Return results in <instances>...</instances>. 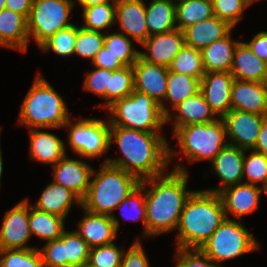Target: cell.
I'll list each match as a JSON object with an SVG mask.
<instances>
[{
    "label": "cell",
    "mask_w": 267,
    "mask_h": 267,
    "mask_svg": "<svg viewBox=\"0 0 267 267\" xmlns=\"http://www.w3.org/2000/svg\"><path fill=\"white\" fill-rule=\"evenodd\" d=\"M93 65L97 68L117 70L122 68L124 65L119 62L105 46L96 54L92 61Z\"/></svg>",
    "instance_id": "cell-49"
},
{
    "label": "cell",
    "mask_w": 267,
    "mask_h": 267,
    "mask_svg": "<svg viewBox=\"0 0 267 267\" xmlns=\"http://www.w3.org/2000/svg\"><path fill=\"white\" fill-rule=\"evenodd\" d=\"M172 110L179 112L175 117L173 131L186 125L209 123L217 119L213 117L216 114L205 100L201 91L185 98Z\"/></svg>",
    "instance_id": "cell-26"
},
{
    "label": "cell",
    "mask_w": 267,
    "mask_h": 267,
    "mask_svg": "<svg viewBox=\"0 0 267 267\" xmlns=\"http://www.w3.org/2000/svg\"><path fill=\"white\" fill-rule=\"evenodd\" d=\"M134 90V72L133 66H123L120 69L112 71L109 88H106V99L104 104L106 108L115 100L129 96Z\"/></svg>",
    "instance_id": "cell-34"
},
{
    "label": "cell",
    "mask_w": 267,
    "mask_h": 267,
    "mask_svg": "<svg viewBox=\"0 0 267 267\" xmlns=\"http://www.w3.org/2000/svg\"><path fill=\"white\" fill-rule=\"evenodd\" d=\"M168 71V67L148 63L141 57L133 65L134 90L147 94L157 102L166 116V122L171 120L172 115L161 99H165L167 93Z\"/></svg>",
    "instance_id": "cell-11"
},
{
    "label": "cell",
    "mask_w": 267,
    "mask_h": 267,
    "mask_svg": "<svg viewBox=\"0 0 267 267\" xmlns=\"http://www.w3.org/2000/svg\"><path fill=\"white\" fill-rule=\"evenodd\" d=\"M6 2L5 0H0V12L5 9Z\"/></svg>",
    "instance_id": "cell-56"
},
{
    "label": "cell",
    "mask_w": 267,
    "mask_h": 267,
    "mask_svg": "<svg viewBox=\"0 0 267 267\" xmlns=\"http://www.w3.org/2000/svg\"><path fill=\"white\" fill-rule=\"evenodd\" d=\"M257 249L259 245L253 234L240 223V220L237 222L230 218H226L200 248L216 264Z\"/></svg>",
    "instance_id": "cell-8"
},
{
    "label": "cell",
    "mask_w": 267,
    "mask_h": 267,
    "mask_svg": "<svg viewBox=\"0 0 267 267\" xmlns=\"http://www.w3.org/2000/svg\"><path fill=\"white\" fill-rule=\"evenodd\" d=\"M63 127H70L69 145L74 153L85 158L99 157L110 149V123L101 119H81L71 124L70 119Z\"/></svg>",
    "instance_id": "cell-10"
},
{
    "label": "cell",
    "mask_w": 267,
    "mask_h": 267,
    "mask_svg": "<svg viewBox=\"0 0 267 267\" xmlns=\"http://www.w3.org/2000/svg\"><path fill=\"white\" fill-rule=\"evenodd\" d=\"M176 267H220L200 249L176 248Z\"/></svg>",
    "instance_id": "cell-46"
},
{
    "label": "cell",
    "mask_w": 267,
    "mask_h": 267,
    "mask_svg": "<svg viewBox=\"0 0 267 267\" xmlns=\"http://www.w3.org/2000/svg\"><path fill=\"white\" fill-rule=\"evenodd\" d=\"M175 3L173 0H152L148 7L145 4L149 36L177 29Z\"/></svg>",
    "instance_id": "cell-29"
},
{
    "label": "cell",
    "mask_w": 267,
    "mask_h": 267,
    "mask_svg": "<svg viewBox=\"0 0 267 267\" xmlns=\"http://www.w3.org/2000/svg\"><path fill=\"white\" fill-rule=\"evenodd\" d=\"M247 150L240 149L237 146L227 144L211 161L212 169L222 180L223 186L211 190L213 193H219L222 189L240 184L243 177L244 152Z\"/></svg>",
    "instance_id": "cell-21"
},
{
    "label": "cell",
    "mask_w": 267,
    "mask_h": 267,
    "mask_svg": "<svg viewBox=\"0 0 267 267\" xmlns=\"http://www.w3.org/2000/svg\"><path fill=\"white\" fill-rule=\"evenodd\" d=\"M149 262L141 242L138 240L124 251L120 267H149Z\"/></svg>",
    "instance_id": "cell-48"
},
{
    "label": "cell",
    "mask_w": 267,
    "mask_h": 267,
    "mask_svg": "<svg viewBox=\"0 0 267 267\" xmlns=\"http://www.w3.org/2000/svg\"><path fill=\"white\" fill-rule=\"evenodd\" d=\"M73 0H33L28 17V35L39 47L59 30L73 25L68 22Z\"/></svg>",
    "instance_id": "cell-9"
},
{
    "label": "cell",
    "mask_w": 267,
    "mask_h": 267,
    "mask_svg": "<svg viewBox=\"0 0 267 267\" xmlns=\"http://www.w3.org/2000/svg\"><path fill=\"white\" fill-rule=\"evenodd\" d=\"M109 110L110 126L158 133L166 123L160 105L147 94L133 90L129 96L115 100Z\"/></svg>",
    "instance_id": "cell-6"
},
{
    "label": "cell",
    "mask_w": 267,
    "mask_h": 267,
    "mask_svg": "<svg viewBox=\"0 0 267 267\" xmlns=\"http://www.w3.org/2000/svg\"><path fill=\"white\" fill-rule=\"evenodd\" d=\"M64 232L60 238L46 242L38 249L44 267H64Z\"/></svg>",
    "instance_id": "cell-45"
},
{
    "label": "cell",
    "mask_w": 267,
    "mask_h": 267,
    "mask_svg": "<svg viewBox=\"0 0 267 267\" xmlns=\"http://www.w3.org/2000/svg\"><path fill=\"white\" fill-rule=\"evenodd\" d=\"M54 167V182L75 193L81 201L87 195L93 169L86 162L65 155Z\"/></svg>",
    "instance_id": "cell-15"
},
{
    "label": "cell",
    "mask_w": 267,
    "mask_h": 267,
    "mask_svg": "<svg viewBox=\"0 0 267 267\" xmlns=\"http://www.w3.org/2000/svg\"><path fill=\"white\" fill-rule=\"evenodd\" d=\"M232 28L228 22L214 15L183 30L185 45L201 50L227 36Z\"/></svg>",
    "instance_id": "cell-23"
},
{
    "label": "cell",
    "mask_w": 267,
    "mask_h": 267,
    "mask_svg": "<svg viewBox=\"0 0 267 267\" xmlns=\"http://www.w3.org/2000/svg\"><path fill=\"white\" fill-rule=\"evenodd\" d=\"M91 176L94 178L90 181L81 208L109 216L141 183L134 175L105 162L98 173L93 169Z\"/></svg>",
    "instance_id": "cell-4"
},
{
    "label": "cell",
    "mask_w": 267,
    "mask_h": 267,
    "mask_svg": "<svg viewBox=\"0 0 267 267\" xmlns=\"http://www.w3.org/2000/svg\"><path fill=\"white\" fill-rule=\"evenodd\" d=\"M0 267H44L40 252L32 249L0 250Z\"/></svg>",
    "instance_id": "cell-38"
},
{
    "label": "cell",
    "mask_w": 267,
    "mask_h": 267,
    "mask_svg": "<svg viewBox=\"0 0 267 267\" xmlns=\"http://www.w3.org/2000/svg\"><path fill=\"white\" fill-rule=\"evenodd\" d=\"M239 42L231 40L229 33L224 38L202 48L200 51L205 72H230L234 52Z\"/></svg>",
    "instance_id": "cell-27"
},
{
    "label": "cell",
    "mask_w": 267,
    "mask_h": 267,
    "mask_svg": "<svg viewBox=\"0 0 267 267\" xmlns=\"http://www.w3.org/2000/svg\"><path fill=\"white\" fill-rule=\"evenodd\" d=\"M178 146L190 162L212 161L228 144L224 142L226 127L222 117L209 123L191 124L173 131Z\"/></svg>",
    "instance_id": "cell-7"
},
{
    "label": "cell",
    "mask_w": 267,
    "mask_h": 267,
    "mask_svg": "<svg viewBox=\"0 0 267 267\" xmlns=\"http://www.w3.org/2000/svg\"><path fill=\"white\" fill-rule=\"evenodd\" d=\"M230 73L240 81L267 82V63L240 41L234 52Z\"/></svg>",
    "instance_id": "cell-22"
},
{
    "label": "cell",
    "mask_w": 267,
    "mask_h": 267,
    "mask_svg": "<svg viewBox=\"0 0 267 267\" xmlns=\"http://www.w3.org/2000/svg\"><path fill=\"white\" fill-rule=\"evenodd\" d=\"M175 7L176 26L181 31L214 16L212 0H178Z\"/></svg>",
    "instance_id": "cell-31"
},
{
    "label": "cell",
    "mask_w": 267,
    "mask_h": 267,
    "mask_svg": "<svg viewBox=\"0 0 267 267\" xmlns=\"http://www.w3.org/2000/svg\"><path fill=\"white\" fill-rule=\"evenodd\" d=\"M66 106L62 96L42 75H37L21 104L18 123L30 129L63 127L70 119Z\"/></svg>",
    "instance_id": "cell-5"
},
{
    "label": "cell",
    "mask_w": 267,
    "mask_h": 267,
    "mask_svg": "<svg viewBox=\"0 0 267 267\" xmlns=\"http://www.w3.org/2000/svg\"><path fill=\"white\" fill-rule=\"evenodd\" d=\"M234 78L230 72H208L200 80V91L214 111L223 117L231 110V89Z\"/></svg>",
    "instance_id": "cell-16"
},
{
    "label": "cell",
    "mask_w": 267,
    "mask_h": 267,
    "mask_svg": "<svg viewBox=\"0 0 267 267\" xmlns=\"http://www.w3.org/2000/svg\"><path fill=\"white\" fill-rule=\"evenodd\" d=\"M213 14L232 27L242 19L243 10L249 6L247 0H212Z\"/></svg>",
    "instance_id": "cell-44"
},
{
    "label": "cell",
    "mask_w": 267,
    "mask_h": 267,
    "mask_svg": "<svg viewBox=\"0 0 267 267\" xmlns=\"http://www.w3.org/2000/svg\"><path fill=\"white\" fill-rule=\"evenodd\" d=\"M116 17L125 35L131 36L140 45L150 37L143 0H116Z\"/></svg>",
    "instance_id": "cell-19"
},
{
    "label": "cell",
    "mask_w": 267,
    "mask_h": 267,
    "mask_svg": "<svg viewBox=\"0 0 267 267\" xmlns=\"http://www.w3.org/2000/svg\"><path fill=\"white\" fill-rule=\"evenodd\" d=\"M266 117L267 115L231 109L222 117L226 127V135L231 139L228 144L243 150H253Z\"/></svg>",
    "instance_id": "cell-12"
},
{
    "label": "cell",
    "mask_w": 267,
    "mask_h": 267,
    "mask_svg": "<svg viewBox=\"0 0 267 267\" xmlns=\"http://www.w3.org/2000/svg\"><path fill=\"white\" fill-rule=\"evenodd\" d=\"M104 46L124 66H133L140 57V51L132 47V40L123 32L105 34Z\"/></svg>",
    "instance_id": "cell-35"
},
{
    "label": "cell",
    "mask_w": 267,
    "mask_h": 267,
    "mask_svg": "<svg viewBox=\"0 0 267 267\" xmlns=\"http://www.w3.org/2000/svg\"><path fill=\"white\" fill-rule=\"evenodd\" d=\"M144 180L140 185L131 192L126 199H124L120 205L116 208H120L121 214L128 220L142 219L144 225V234L146 236V205H145V193ZM133 214V215H132Z\"/></svg>",
    "instance_id": "cell-41"
},
{
    "label": "cell",
    "mask_w": 267,
    "mask_h": 267,
    "mask_svg": "<svg viewBox=\"0 0 267 267\" xmlns=\"http://www.w3.org/2000/svg\"><path fill=\"white\" fill-rule=\"evenodd\" d=\"M249 156L244 152L243 177H247V184L263 183L267 175V155L252 150Z\"/></svg>",
    "instance_id": "cell-43"
},
{
    "label": "cell",
    "mask_w": 267,
    "mask_h": 267,
    "mask_svg": "<svg viewBox=\"0 0 267 267\" xmlns=\"http://www.w3.org/2000/svg\"><path fill=\"white\" fill-rule=\"evenodd\" d=\"M65 218L37 210L29 205V228L31 234L45 241H52L62 236L65 231Z\"/></svg>",
    "instance_id": "cell-30"
},
{
    "label": "cell",
    "mask_w": 267,
    "mask_h": 267,
    "mask_svg": "<svg viewBox=\"0 0 267 267\" xmlns=\"http://www.w3.org/2000/svg\"><path fill=\"white\" fill-rule=\"evenodd\" d=\"M225 219L218 193L193 191L184 204L177 227V248L200 249Z\"/></svg>",
    "instance_id": "cell-3"
},
{
    "label": "cell",
    "mask_w": 267,
    "mask_h": 267,
    "mask_svg": "<svg viewBox=\"0 0 267 267\" xmlns=\"http://www.w3.org/2000/svg\"><path fill=\"white\" fill-rule=\"evenodd\" d=\"M218 194L221 197L226 218L229 219L227 212L235 218L254 212L258 207L262 192L260 186L242 182L226 187Z\"/></svg>",
    "instance_id": "cell-20"
},
{
    "label": "cell",
    "mask_w": 267,
    "mask_h": 267,
    "mask_svg": "<svg viewBox=\"0 0 267 267\" xmlns=\"http://www.w3.org/2000/svg\"><path fill=\"white\" fill-rule=\"evenodd\" d=\"M247 46L256 54L260 59L267 63V32L261 31L257 33Z\"/></svg>",
    "instance_id": "cell-50"
},
{
    "label": "cell",
    "mask_w": 267,
    "mask_h": 267,
    "mask_svg": "<svg viewBox=\"0 0 267 267\" xmlns=\"http://www.w3.org/2000/svg\"><path fill=\"white\" fill-rule=\"evenodd\" d=\"M105 33L101 31L87 30L77 26L74 54L83 58H91L93 61L96 54L104 46Z\"/></svg>",
    "instance_id": "cell-39"
},
{
    "label": "cell",
    "mask_w": 267,
    "mask_h": 267,
    "mask_svg": "<svg viewBox=\"0 0 267 267\" xmlns=\"http://www.w3.org/2000/svg\"><path fill=\"white\" fill-rule=\"evenodd\" d=\"M74 202L82 206L81 199L75 193L53 181L45 187L37 203L32 206L37 210L66 218Z\"/></svg>",
    "instance_id": "cell-25"
},
{
    "label": "cell",
    "mask_w": 267,
    "mask_h": 267,
    "mask_svg": "<svg viewBox=\"0 0 267 267\" xmlns=\"http://www.w3.org/2000/svg\"><path fill=\"white\" fill-rule=\"evenodd\" d=\"M112 141H116L124 155L119 159L107 158L105 163L123 169L140 181L163 173L173 156H176L160 132L110 126V146Z\"/></svg>",
    "instance_id": "cell-1"
},
{
    "label": "cell",
    "mask_w": 267,
    "mask_h": 267,
    "mask_svg": "<svg viewBox=\"0 0 267 267\" xmlns=\"http://www.w3.org/2000/svg\"><path fill=\"white\" fill-rule=\"evenodd\" d=\"M76 37L77 26L73 24L52 35L40 46V49L42 51L53 50L60 56H70L74 54Z\"/></svg>",
    "instance_id": "cell-40"
},
{
    "label": "cell",
    "mask_w": 267,
    "mask_h": 267,
    "mask_svg": "<svg viewBox=\"0 0 267 267\" xmlns=\"http://www.w3.org/2000/svg\"><path fill=\"white\" fill-rule=\"evenodd\" d=\"M187 171L182 165L169 173L144 180L146 235L154 236L178 227L184 204L193 191H187ZM148 184L152 185L150 189ZM147 188V189H146Z\"/></svg>",
    "instance_id": "cell-2"
},
{
    "label": "cell",
    "mask_w": 267,
    "mask_h": 267,
    "mask_svg": "<svg viewBox=\"0 0 267 267\" xmlns=\"http://www.w3.org/2000/svg\"><path fill=\"white\" fill-rule=\"evenodd\" d=\"M0 131H1V129H0ZM2 172H3V162H2V151L0 148V181H1Z\"/></svg>",
    "instance_id": "cell-55"
},
{
    "label": "cell",
    "mask_w": 267,
    "mask_h": 267,
    "mask_svg": "<svg viewBox=\"0 0 267 267\" xmlns=\"http://www.w3.org/2000/svg\"><path fill=\"white\" fill-rule=\"evenodd\" d=\"M200 91V80L185 74L168 71L166 100L172 102L171 109L185 98Z\"/></svg>",
    "instance_id": "cell-32"
},
{
    "label": "cell",
    "mask_w": 267,
    "mask_h": 267,
    "mask_svg": "<svg viewBox=\"0 0 267 267\" xmlns=\"http://www.w3.org/2000/svg\"><path fill=\"white\" fill-rule=\"evenodd\" d=\"M248 4L251 5L255 0H247Z\"/></svg>",
    "instance_id": "cell-57"
},
{
    "label": "cell",
    "mask_w": 267,
    "mask_h": 267,
    "mask_svg": "<svg viewBox=\"0 0 267 267\" xmlns=\"http://www.w3.org/2000/svg\"><path fill=\"white\" fill-rule=\"evenodd\" d=\"M5 8L29 17L33 0H5Z\"/></svg>",
    "instance_id": "cell-51"
},
{
    "label": "cell",
    "mask_w": 267,
    "mask_h": 267,
    "mask_svg": "<svg viewBox=\"0 0 267 267\" xmlns=\"http://www.w3.org/2000/svg\"><path fill=\"white\" fill-rule=\"evenodd\" d=\"M184 45V33L180 29L154 34L142 44L148 53L140 52V57L148 63L169 67Z\"/></svg>",
    "instance_id": "cell-17"
},
{
    "label": "cell",
    "mask_w": 267,
    "mask_h": 267,
    "mask_svg": "<svg viewBox=\"0 0 267 267\" xmlns=\"http://www.w3.org/2000/svg\"><path fill=\"white\" fill-rule=\"evenodd\" d=\"M254 151L267 155V117L264 119Z\"/></svg>",
    "instance_id": "cell-52"
},
{
    "label": "cell",
    "mask_w": 267,
    "mask_h": 267,
    "mask_svg": "<svg viewBox=\"0 0 267 267\" xmlns=\"http://www.w3.org/2000/svg\"><path fill=\"white\" fill-rule=\"evenodd\" d=\"M3 219L0 227V250L35 248L26 246L32 235L29 228L28 199L22 200L7 211Z\"/></svg>",
    "instance_id": "cell-13"
},
{
    "label": "cell",
    "mask_w": 267,
    "mask_h": 267,
    "mask_svg": "<svg viewBox=\"0 0 267 267\" xmlns=\"http://www.w3.org/2000/svg\"><path fill=\"white\" fill-rule=\"evenodd\" d=\"M231 109L267 115V82L234 79L231 89Z\"/></svg>",
    "instance_id": "cell-18"
},
{
    "label": "cell",
    "mask_w": 267,
    "mask_h": 267,
    "mask_svg": "<svg viewBox=\"0 0 267 267\" xmlns=\"http://www.w3.org/2000/svg\"><path fill=\"white\" fill-rule=\"evenodd\" d=\"M64 246V267L87 265L90 247L75 231H64Z\"/></svg>",
    "instance_id": "cell-37"
},
{
    "label": "cell",
    "mask_w": 267,
    "mask_h": 267,
    "mask_svg": "<svg viewBox=\"0 0 267 267\" xmlns=\"http://www.w3.org/2000/svg\"><path fill=\"white\" fill-rule=\"evenodd\" d=\"M78 3L83 7L87 8L93 5H98V4H103V3H110L111 1H116V0H77Z\"/></svg>",
    "instance_id": "cell-53"
},
{
    "label": "cell",
    "mask_w": 267,
    "mask_h": 267,
    "mask_svg": "<svg viewBox=\"0 0 267 267\" xmlns=\"http://www.w3.org/2000/svg\"><path fill=\"white\" fill-rule=\"evenodd\" d=\"M261 192H265V195H267V175L263 180L262 187L260 186Z\"/></svg>",
    "instance_id": "cell-54"
},
{
    "label": "cell",
    "mask_w": 267,
    "mask_h": 267,
    "mask_svg": "<svg viewBox=\"0 0 267 267\" xmlns=\"http://www.w3.org/2000/svg\"><path fill=\"white\" fill-rule=\"evenodd\" d=\"M28 20L27 18L10 9L0 12V46L18 49L23 53L28 46Z\"/></svg>",
    "instance_id": "cell-24"
},
{
    "label": "cell",
    "mask_w": 267,
    "mask_h": 267,
    "mask_svg": "<svg viewBox=\"0 0 267 267\" xmlns=\"http://www.w3.org/2000/svg\"><path fill=\"white\" fill-rule=\"evenodd\" d=\"M111 76L112 70L95 67V70L86 74L84 89L106 99V88H109Z\"/></svg>",
    "instance_id": "cell-47"
},
{
    "label": "cell",
    "mask_w": 267,
    "mask_h": 267,
    "mask_svg": "<svg viewBox=\"0 0 267 267\" xmlns=\"http://www.w3.org/2000/svg\"><path fill=\"white\" fill-rule=\"evenodd\" d=\"M170 71L195 77L199 80L206 73L201 51L184 45L168 67Z\"/></svg>",
    "instance_id": "cell-33"
},
{
    "label": "cell",
    "mask_w": 267,
    "mask_h": 267,
    "mask_svg": "<svg viewBox=\"0 0 267 267\" xmlns=\"http://www.w3.org/2000/svg\"><path fill=\"white\" fill-rule=\"evenodd\" d=\"M123 253L114 243L90 248L87 266L120 267Z\"/></svg>",
    "instance_id": "cell-42"
},
{
    "label": "cell",
    "mask_w": 267,
    "mask_h": 267,
    "mask_svg": "<svg viewBox=\"0 0 267 267\" xmlns=\"http://www.w3.org/2000/svg\"><path fill=\"white\" fill-rule=\"evenodd\" d=\"M30 156L34 160L55 165L66 155V148L56 135L41 130L30 129Z\"/></svg>",
    "instance_id": "cell-28"
},
{
    "label": "cell",
    "mask_w": 267,
    "mask_h": 267,
    "mask_svg": "<svg viewBox=\"0 0 267 267\" xmlns=\"http://www.w3.org/2000/svg\"><path fill=\"white\" fill-rule=\"evenodd\" d=\"M85 210V216L75 231L90 248L113 243L119 230V220L111 215L96 214Z\"/></svg>",
    "instance_id": "cell-14"
},
{
    "label": "cell",
    "mask_w": 267,
    "mask_h": 267,
    "mask_svg": "<svg viewBox=\"0 0 267 267\" xmlns=\"http://www.w3.org/2000/svg\"><path fill=\"white\" fill-rule=\"evenodd\" d=\"M84 29L101 31L116 23V1L83 8Z\"/></svg>",
    "instance_id": "cell-36"
}]
</instances>
